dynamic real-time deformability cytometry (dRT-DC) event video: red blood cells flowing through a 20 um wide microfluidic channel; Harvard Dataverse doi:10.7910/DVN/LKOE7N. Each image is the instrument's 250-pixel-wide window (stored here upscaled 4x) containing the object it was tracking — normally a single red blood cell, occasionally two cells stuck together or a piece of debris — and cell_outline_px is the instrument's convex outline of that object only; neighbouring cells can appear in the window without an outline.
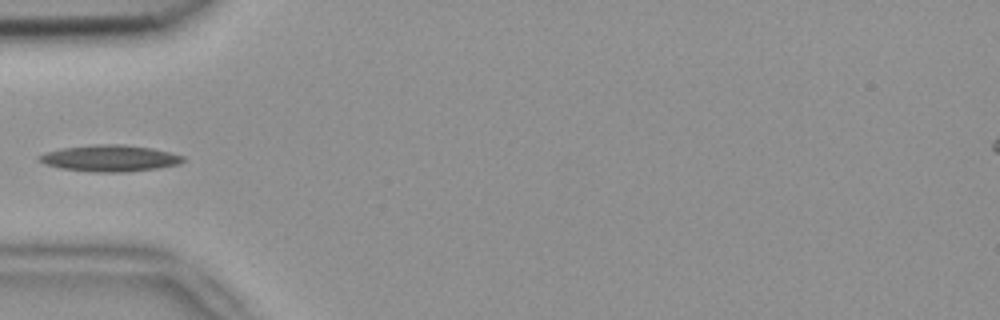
{"species": "common noctule bat (a hibernating species)", "species_latin": "Nyctalus noctula", "temperature_condition": "room temperature", "stored_images_in_passage": 3, "camera_frame_rate_fps": 3000, "um_per_image_px": 0.085, "animal": {"sex": "female", "body_mass_g": 18.4}, "frame": {"image": 1, "passage_image": 3, "time_ms": 0.667, "image_size_px": [1000, 320], "cell_outline_px": [[184, 160], [180, 164], [156, 168], [124, 172], [92, 172], [60, 168], [44, 164], [36, 160], [36, 156], [60, 148], [92, 144], [124, 144], [152, 148], [184, 156]], "centroid_in_image_um": [9.28, 13.44], "position_along_channel_um": 75.7, "area_um2": 22.31}}